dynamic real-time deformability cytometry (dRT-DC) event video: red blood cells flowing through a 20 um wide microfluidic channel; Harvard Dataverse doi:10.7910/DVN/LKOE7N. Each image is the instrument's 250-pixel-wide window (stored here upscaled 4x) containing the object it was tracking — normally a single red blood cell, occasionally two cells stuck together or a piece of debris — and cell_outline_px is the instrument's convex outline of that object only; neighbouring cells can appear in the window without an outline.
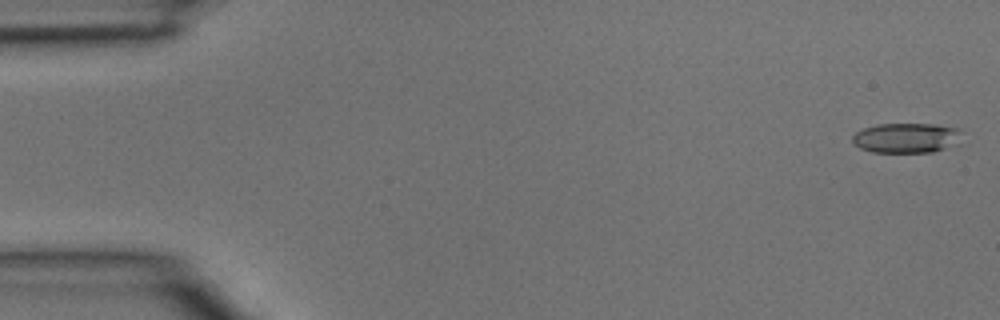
{"species": "common noctule bat (a hibernating species)", "species_latin": "Nyctalus noctula", "temperature_condition": "room temperature", "stored_images_in_passage": 3, "camera_frame_rate_fps": 3000, "um_per_image_px": 0.085, "animal": {"sex": "male", "body_mass_g": 15.6}, "frame": {"image": 1, "passage_image": 1, "time_ms": 0.0, "image_size_px": [1000, 320], "cell_outline_px": [[964, 132], [956, 144], [932, 152], [872, 152], [860, 148], [852, 140], [852, 136], [856, 132], [864, 128], [876, 124], [936, 124], [956, 128]], "centroid_in_image_um": [77.05, 11.71], "position_along_channel_um": 7.9, "area_um2": 19.07}}